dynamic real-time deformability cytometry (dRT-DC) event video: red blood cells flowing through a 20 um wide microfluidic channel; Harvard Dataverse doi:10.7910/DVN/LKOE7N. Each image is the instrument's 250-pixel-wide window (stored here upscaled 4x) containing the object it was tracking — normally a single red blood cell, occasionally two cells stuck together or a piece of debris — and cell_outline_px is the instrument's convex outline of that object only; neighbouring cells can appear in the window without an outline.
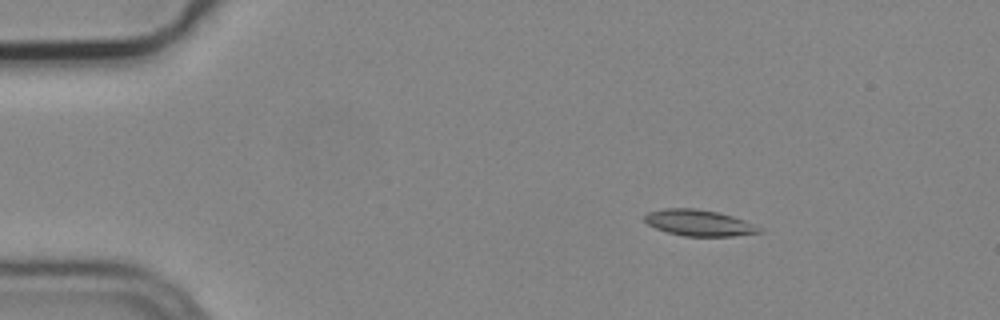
{"species": "common noctule bat (a hibernating species)", "species_latin": "Nyctalus noctula", "temperature_condition": "cold", "stored_images_in_passage": 3, "camera_frame_rate_fps": 3000, "um_per_image_px": 0.085, "animal": {"sex": "male", "body_mass_g": 19.2, "forearm_length_mm": 51.8}, "frame": {"image": 1, "passage_image": 1, "time_ms": 0.0, "image_size_px": [1000, 320], "cell_outline_px": [[764, 232], [732, 236], [684, 236], [668, 232], [656, 228], [648, 224], [644, 220], [644, 216], [648, 212], [664, 208], [696, 208], [716, 212], [732, 216], [744, 220], [760, 228]], "centroid_in_image_um": [59.39, 18.94], "position_along_channel_um": 25.6, "area_um2": 17.34}}